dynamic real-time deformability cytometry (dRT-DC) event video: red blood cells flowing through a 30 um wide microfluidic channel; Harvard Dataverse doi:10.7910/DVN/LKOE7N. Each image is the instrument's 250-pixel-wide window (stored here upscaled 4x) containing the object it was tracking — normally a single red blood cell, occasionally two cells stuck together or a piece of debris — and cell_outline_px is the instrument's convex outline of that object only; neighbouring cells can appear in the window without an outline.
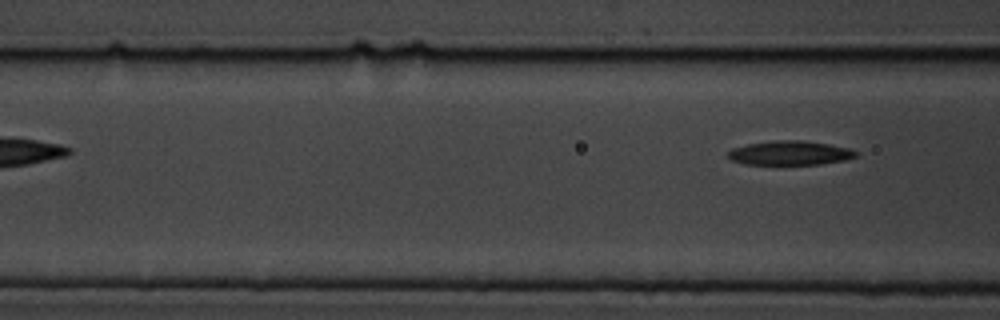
{"species": "common noctule bat (a hibernating species)", "species_latin": "Nyctalus noctula", "temperature_condition": "cold", "stored_images_in_passage": 4, "camera_frame_rate_fps": 3000, "um_per_image_px": 0.085, "animal": {"sex": "male", "body_mass_g": 19.5, "forearm_length_mm": 54.6}, "frame": {"image": 1, "passage_image": 4, "time_ms": 3.333, "image_size_px": [1000, 320], "cell_outline_px": [[856, 156], [844, 160], [820, 164], [744, 164], [732, 160], [724, 156], [732, 148], [748, 144], [776, 140], [804, 140], [828, 144], [848, 148], [856, 152]], "centroid_in_image_um": [67.09, 13.0], "position_along_channel_um": 99.5, "area_um2": 17.92}}